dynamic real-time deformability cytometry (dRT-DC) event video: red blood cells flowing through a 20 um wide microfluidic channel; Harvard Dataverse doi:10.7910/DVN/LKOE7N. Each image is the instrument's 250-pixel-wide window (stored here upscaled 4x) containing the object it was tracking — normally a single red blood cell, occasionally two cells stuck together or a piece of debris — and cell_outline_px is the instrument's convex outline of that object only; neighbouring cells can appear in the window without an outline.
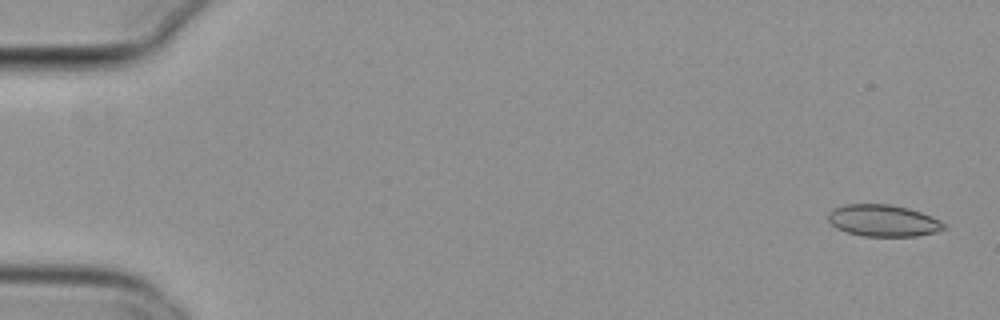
{"species": "common noctule bat (a hibernating species)", "species_latin": "Nyctalus noctula", "temperature_condition": "cold", "stored_images_in_passage": 55, "camera_frame_rate_fps": 3000, "um_per_image_px": 0.085, "animal": {"sex": "female", "body_mass_g": 29.2, "forearm_length_mm": 56.3}, "frame": {"image": 1, "passage_image": 2, "time_ms": 0.333, "image_size_px": [1000, 320], "cell_outline_px": [[948, 228], [936, 232], [916, 236], [864, 236], [848, 232], [836, 228], [828, 220], [828, 212], [832, 208], [844, 204], [892, 204], [908, 208], [932, 216], [948, 224]], "centroid_in_image_um": [75.1, 18.74], "position_along_channel_um": 9.9, "area_um2": 21.68}}
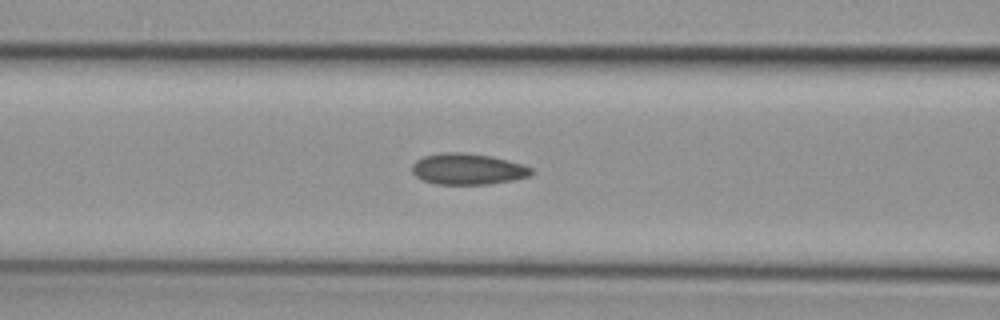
{"frame": {"image": 2, "passage_image": 23, "time_ms": 7.333, "image_size_px": [1000, 320], "cell_outline_px": [[536, 172], [528, 176], [512, 180], [488, 184], [436, 184], [420, 180], [412, 172], [412, 164], [416, 160], [424, 156], [440, 152], [460, 152], [492, 156], [520, 164], [532, 168]], "centroid_in_image_um": [39.72, 14.37], "position_along_channel_um": 126.9, "area_um2": 21.68}}
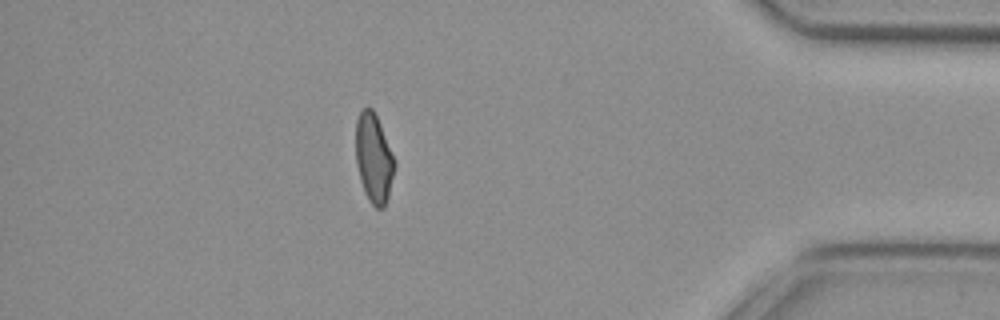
{"frame": {"image": 3, "passage_image": 48, "time_ms": 15.667, "image_size_px": [1000, 320], "cell_outline_px": [[396, 164], [388, 196], [384, 208], [376, 208], [368, 200], [364, 192], [360, 180], [356, 164], [356, 120], [360, 112], [364, 108], [372, 108], [380, 124], [396, 160]], "centroid_in_image_um": [31.77, 13.47], "position_along_channel_um": 403.4, "area_um2": 20.17}, "authors_computed_cell_mechanics": {"area_um2": 21.5016, "velocity_mm_per_s": 3.8226, "shape_relaxation_time_tau1_ms": 10.8907, "shape_relaxation_time_tau2_ms": 1.912, "deformation_change_tau1": 0.1824, "deformation_change_tau2": 0.0704}}